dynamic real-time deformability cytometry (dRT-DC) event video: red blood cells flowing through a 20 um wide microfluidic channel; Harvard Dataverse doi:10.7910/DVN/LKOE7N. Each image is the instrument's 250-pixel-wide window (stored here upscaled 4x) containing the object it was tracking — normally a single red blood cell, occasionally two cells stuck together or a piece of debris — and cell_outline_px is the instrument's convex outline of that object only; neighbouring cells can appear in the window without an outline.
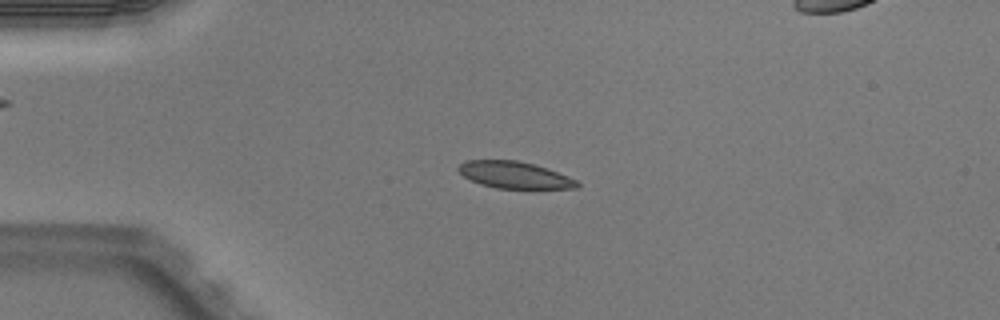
{"species": "Egyptian fruit bat (a non-hibernating species)", "species_latin": "Rousettus aegyptiacus", "temperature_condition": "warm", "stored_images_in_passage": 5, "segment_of_instrument_passage": [1, 2], "camera_frame_rate_fps": 3000, "um_per_image_px": 0.085, "animal": {"sex": "male"}, "frame": {"image": 1, "passage_image": 3, "time_ms": 0.667, "image_size_px": [1000, 320], "cell_outline_px": [[580, 184], [576, 188], [496, 188], [480, 184], [464, 176], [456, 168], [460, 164], [468, 160], [516, 160], [548, 168], [568, 176], [576, 180]], "centroid_in_image_um": [43.73, 14.87], "position_along_channel_um": 41.3, "area_um2": 18.32}}